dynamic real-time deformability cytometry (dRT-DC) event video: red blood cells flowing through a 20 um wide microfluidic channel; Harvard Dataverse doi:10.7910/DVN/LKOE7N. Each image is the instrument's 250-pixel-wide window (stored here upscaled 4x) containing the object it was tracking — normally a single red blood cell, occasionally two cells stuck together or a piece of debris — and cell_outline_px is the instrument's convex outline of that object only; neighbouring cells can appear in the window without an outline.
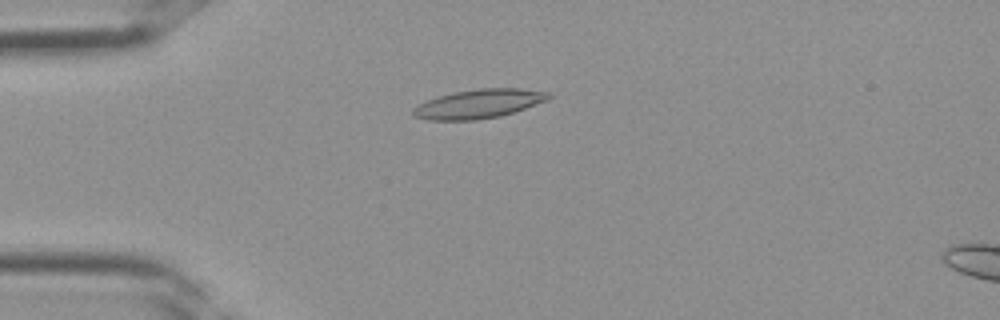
{"species": "Egyptian fruit bat (a non-hibernating species)", "species_latin": "Rousettus aegyptiacus", "temperature_condition": "room temperature", "stored_images_in_passage": 37, "camera_frame_rate_fps": 3000, "um_per_image_px": 0.085, "frame": {"image": 1, "passage_image": 10, "time_ms": 3.0, "image_size_px": [1000, 320], "cell_outline_px": [[552, 96], [548, 100], [500, 116], [476, 120], [428, 120], [412, 116], [412, 108], [428, 100], [452, 92], [480, 88], [520, 88], [548, 92]], "centroid_in_image_um": [40.68, 8.82], "position_along_channel_um": 44.3, "area_um2": 22.77}}
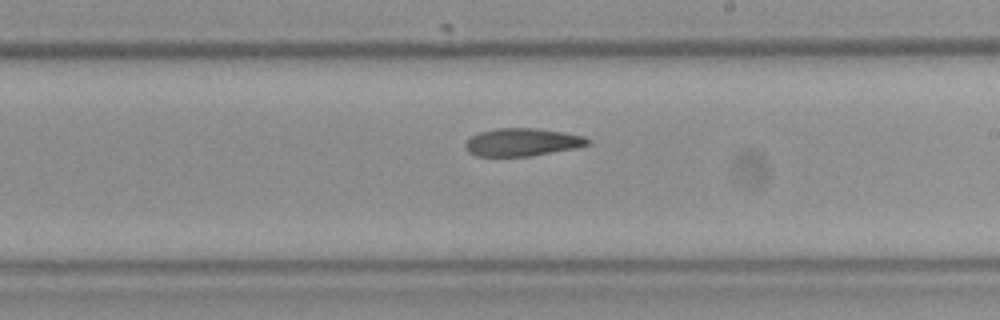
{"frame": {"image": 2, "passage_image": 22, "time_ms": 7.0, "image_size_px": [1000, 320], "cell_outline_px": [[592, 144], [576, 148], [532, 156], [476, 156], [468, 152], [464, 144], [472, 136], [480, 132], [496, 128], [536, 128], [564, 132], [584, 136], [592, 140]], "centroid_in_image_um": [44.44, 12.08], "position_along_channel_um": 244.6, "area_um2": 20.0}}
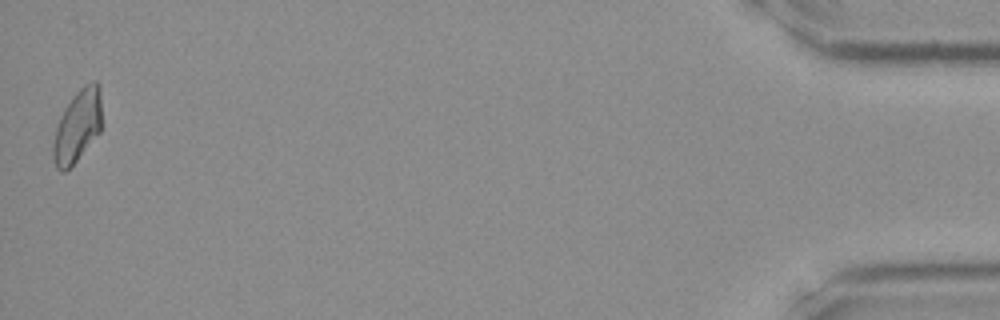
{"frame": {"image": 3, "passage_image": 37, "time_ms": 12.0, "image_size_px": [1000, 320], "cell_outline_px": [[100, 132], [76, 160], [64, 172], [60, 172], [56, 168], [52, 156], [52, 144], [56, 128], [60, 116], [64, 108], [76, 92], [84, 84], [92, 80], [96, 80], [100, 84]], "centroid_in_image_um": [6.56, 10.69], "position_along_channel_um": 428.6, "area_um2": 20.4}}